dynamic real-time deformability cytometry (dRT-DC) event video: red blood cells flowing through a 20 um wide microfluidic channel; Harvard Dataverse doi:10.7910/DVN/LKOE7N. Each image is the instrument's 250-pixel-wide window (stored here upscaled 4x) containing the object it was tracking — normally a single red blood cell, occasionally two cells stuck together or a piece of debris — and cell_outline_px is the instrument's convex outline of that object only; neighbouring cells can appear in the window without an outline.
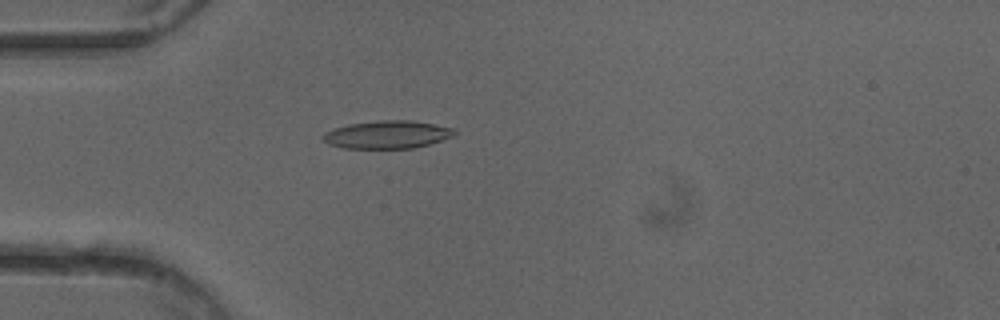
{"species": "common noctule bat (a hibernating species)", "species_latin": "Nyctalus noctula", "temperature_condition": "cold", "stored_images_in_passage": 51, "camera_frame_rate_fps": 3000, "um_per_image_px": 0.085, "animal": {"sex": "female"}, "frame": {"image": 1, "passage_image": 15, "time_ms": 4.667, "image_size_px": [1000, 320], "cell_outline_px": [[460, 132], [452, 136], [428, 144], [412, 148], [344, 148], [328, 144], [320, 136], [324, 132], [348, 124], [376, 120], [412, 120], [456, 128]], "centroid_in_image_um": [32.93, 11.43], "position_along_channel_um": 52.1, "area_um2": 21.44}}
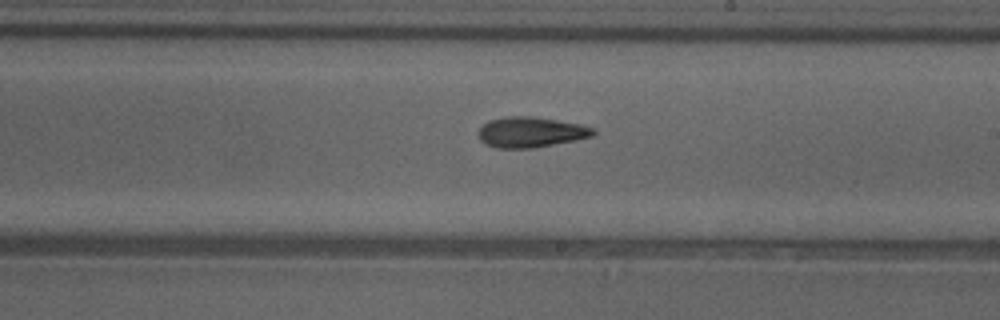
{"frame": {"image": 2, "passage_image": 30, "time_ms": 9.667, "image_size_px": [1000, 320], "cell_outline_px": [[596, 132], [592, 136], [532, 148], [496, 148], [484, 144], [480, 140], [480, 128], [488, 120], [504, 116], [532, 116], [580, 124], [592, 128]], "centroid_in_image_um": [45.06, 11.22], "position_along_channel_um": 243.9, "area_um2": 20.11}}
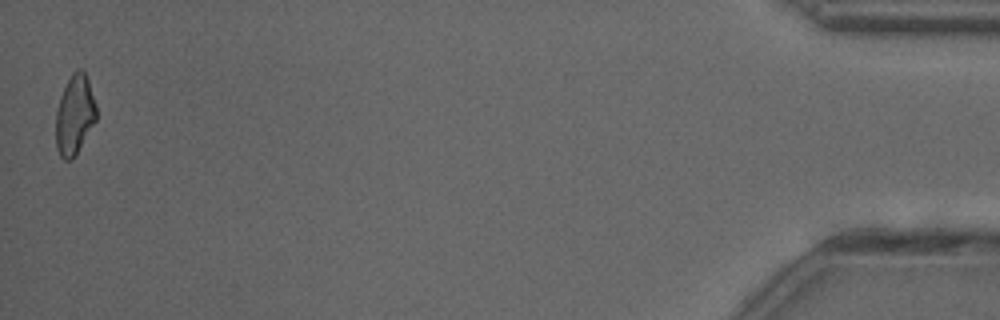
{"frame": {"image": 3, "passage_image": 51, "time_ms": 16.667, "image_size_px": [1000, 320], "cell_outline_px": [[96, 120], [72, 160], [64, 160], [60, 156], [56, 148], [56, 112], [60, 96], [72, 72], [76, 68], [80, 68], [84, 72], [88, 80], [96, 104]], "centroid_in_image_um": [6.34, 9.76], "position_along_channel_um": 428.9, "area_um2": 18.67}, "authors_computed_cell_mechanics": {"area_um2": 20.1144, "velocity_mm_per_s": 4.0249, "shape_relaxation_time_tau1_ms": 6.895, "shape_relaxation_time_tau2_ms": 4.5335, "deformation_change_tau1": 0.1865, "deformation_change_tau2": 0.1457}}